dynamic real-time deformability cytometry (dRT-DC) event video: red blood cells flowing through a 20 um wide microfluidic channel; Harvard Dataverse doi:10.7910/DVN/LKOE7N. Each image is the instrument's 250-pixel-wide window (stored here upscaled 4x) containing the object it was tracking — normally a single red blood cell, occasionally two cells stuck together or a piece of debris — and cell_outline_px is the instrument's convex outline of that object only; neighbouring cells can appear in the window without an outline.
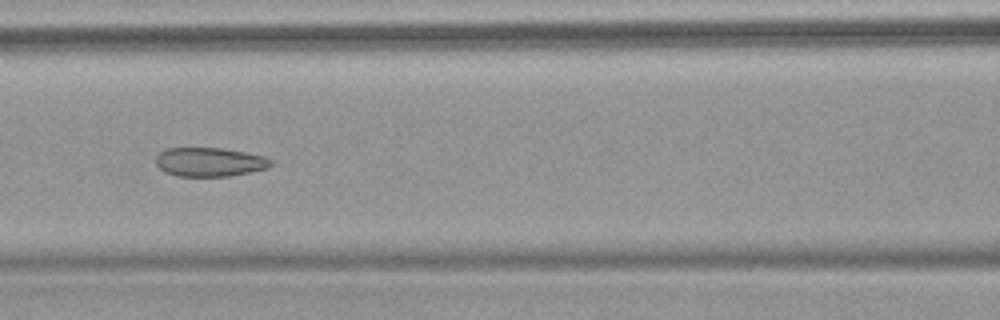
{"species": "common noctule bat (a hibernating species)", "species_latin": "Nyctalus noctula", "temperature_condition": "warm", "stored_images_in_passage": 8, "camera_frame_rate_fps": 3000, "um_per_image_px": 0.085, "animal": {"sex": "female", "body_mass_g": 18.4}, "frame": {"image": 1, "passage_image": 6, "time_ms": 6.667, "image_size_px": [1000, 320], "cell_outline_px": [[272, 164], [268, 168], [228, 176], [176, 176], [164, 172], [156, 164], [156, 156], [160, 152], [168, 148], [220, 148], [244, 152], [264, 156], [272, 160]], "centroid_in_image_um": [17.8, 13.77], "position_along_channel_um": 148.8, "area_um2": 19.31}}
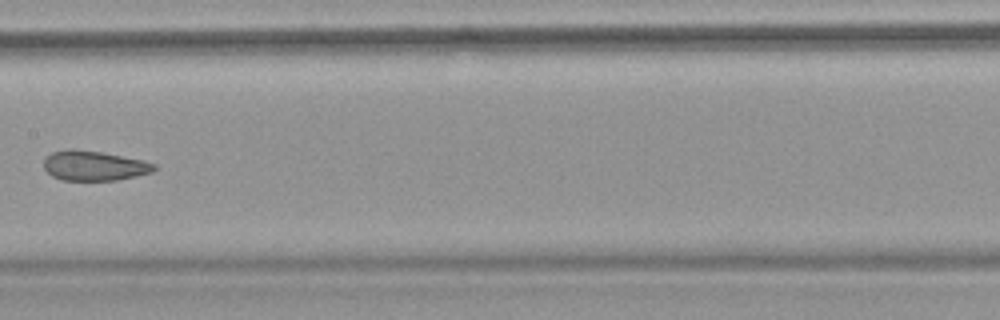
{"frame": {"image": 2, "passage_image": 7, "time_ms": 8.0, "image_size_px": [1000, 320], "cell_outline_px": [[156, 168], [152, 172], [136, 176], [116, 180], [64, 180], [52, 176], [44, 168], [44, 156], [52, 152], [72, 148], [100, 152], [144, 160], [156, 164]], "centroid_in_image_um": [7.99, 14.08], "position_along_channel_um": 199.4, "area_um2": 19.19}}
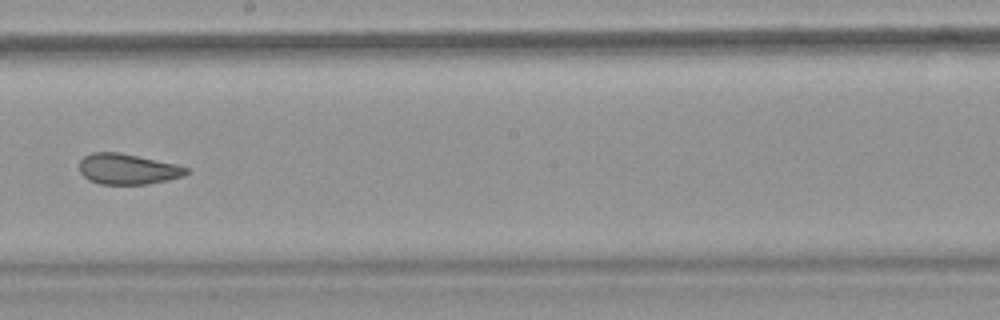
{"frame": {"image": 3, "passage_image": 8, "time_ms": 9.0, "image_size_px": [1000, 320], "cell_outline_px": [[188, 172], [184, 176], [168, 180], [148, 184], [100, 184], [88, 180], [80, 172], [80, 160], [84, 156], [92, 152], [120, 152], [176, 164], [188, 168]], "centroid_in_image_um": [10.84, 14.37], "position_along_channel_um": 237.4, "area_um2": 19.13}}